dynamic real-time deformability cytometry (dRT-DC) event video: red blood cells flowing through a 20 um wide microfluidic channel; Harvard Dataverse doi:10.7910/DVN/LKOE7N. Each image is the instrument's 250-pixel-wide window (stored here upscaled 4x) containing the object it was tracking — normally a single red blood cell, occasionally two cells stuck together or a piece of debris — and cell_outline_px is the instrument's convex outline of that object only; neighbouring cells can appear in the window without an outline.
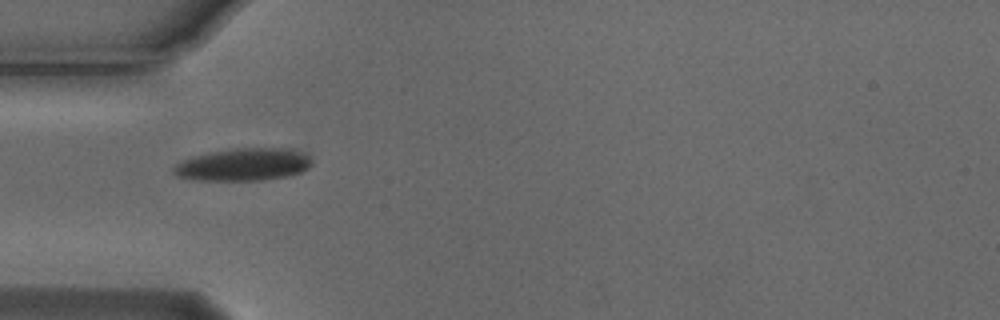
{"species": "Egyptian fruit bat (a non-hibernating species)", "species_latin": "Rousettus aegyptiacus", "temperature_condition": "cold", "stored_images_in_passage": 8, "camera_frame_rate_fps": 3000, "um_per_image_px": 0.085, "animal": {"sex": "male"}, "frame": {"image": 1, "passage_image": 5, "time_ms": 1.333, "image_size_px": [1000, 320], "cell_outline_px": [[312, 164], [308, 168], [300, 172], [288, 176], [260, 180], [192, 180], [176, 176], [172, 172], [172, 168], [180, 160], [192, 156], [212, 152], [236, 148], [292, 148], [308, 156], [312, 160]], "centroid_in_image_um": [20.65, 13.99], "position_along_channel_um": 64.3, "area_um2": 26.3}}
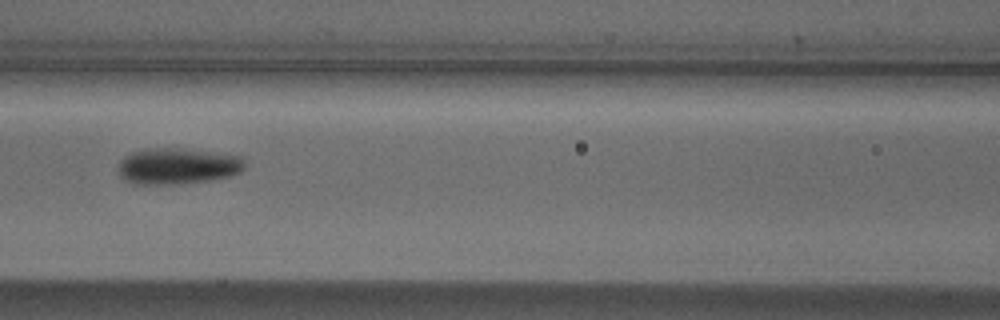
{"frame": {"image": 2, "passage_image": 7, "time_ms": 2.0, "image_size_px": [1000, 320], "cell_outline_px": [[244, 168], [240, 172], [232, 176], [208, 180], [172, 184], [132, 184], [120, 176], [120, 160], [124, 156], [132, 152], [144, 148], [184, 148], [244, 156]], "centroid_in_image_um": [15.11, 14.1], "position_along_channel_um": 151.5, "area_um2": 26.82}}
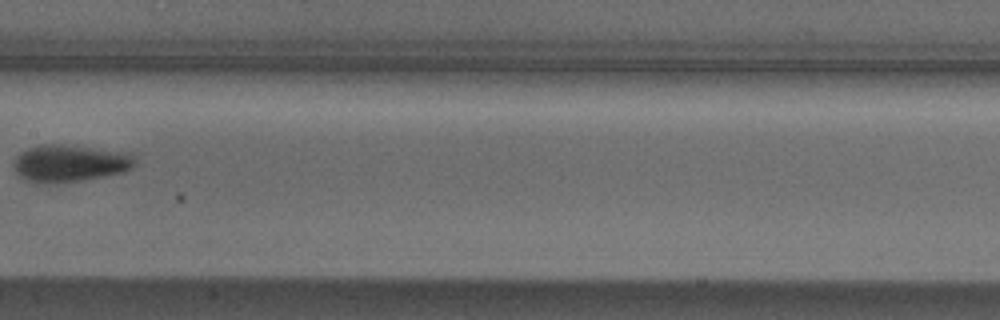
{"frame": {"image": 3, "passage_image": 8, "time_ms": 2.333, "image_size_px": [1000, 320], "cell_outline_px": [[136, 164], [132, 168], [124, 172], [104, 176], [80, 180], [52, 184], [36, 184], [24, 180], [12, 168], [12, 160], [20, 152], [28, 148], [40, 144], [60, 144], [128, 152], [136, 160]], "centroid_in_image_um": [5.87, 13.89], "position_along_channel_um": 201.5, "area_um2": 26.7}}